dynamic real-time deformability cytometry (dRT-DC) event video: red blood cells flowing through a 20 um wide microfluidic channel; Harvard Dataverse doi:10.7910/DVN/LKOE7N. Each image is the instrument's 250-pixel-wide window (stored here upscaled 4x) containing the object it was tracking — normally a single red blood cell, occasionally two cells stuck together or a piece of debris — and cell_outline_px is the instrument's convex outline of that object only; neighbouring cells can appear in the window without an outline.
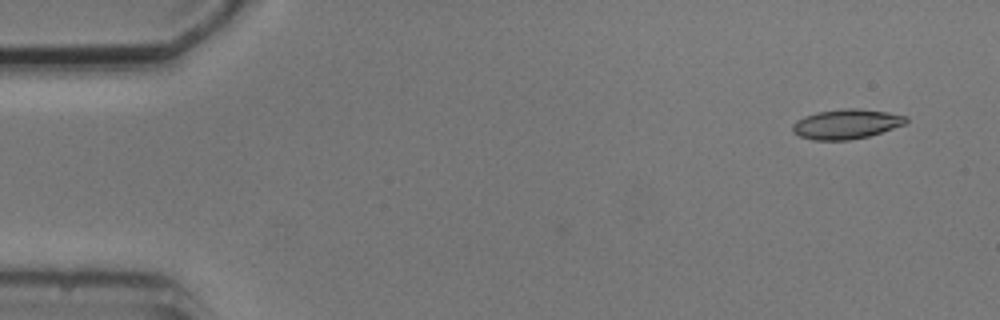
{"species": "common noctule bat (a hibernating species)", "species_latin": "Nyctalus noctula", "temperature_condition": "cold", "stored_images_in_passage": 8, "camera_frame_rate_fps": 3000, "um_per_image_px": 0.085, "animal": {"sex": "male", "body_mass_g": 20.5, "forearm_length_mm": 52.5}, "frame": {"image": 1, "passage_image": 1, "time_ms": 0.0, "image_size_px": [1000, 320], "cell_outline_px": [[908, 120], [904, 124], [868, 136], [848, 140], [812, 140], [800, 136], [792, 132], [792, 124], [796, 120], [804, 116], [816, 112], [844, 108], [856, 108], [888, 112], [908, 116]], "centroid_in_image_um": [71.9, 10.53], "position_along_channel_um": 13.1, "area_um2": 19.65}}
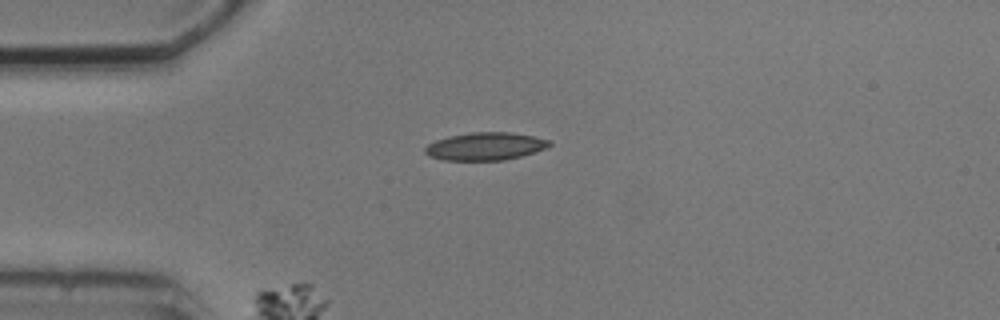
{"frame": {"image": 2, "passage_image": 4, "time_ms": 3.333, "image_size_px": [1000, 320], "cell_outline_px": [[552, 144], [544, 148], [520, 156], [504, 160], [444, 160], [428, 156], [424, 152], [424, 148], [428, 144], [436, 140], [448, 136], [472, 132], [512, 132], [552, 140]], "centroid_in_image_um": [41.22, 12.43], "position_along_channel_um": 43.8, "area_um2": 20.06}}
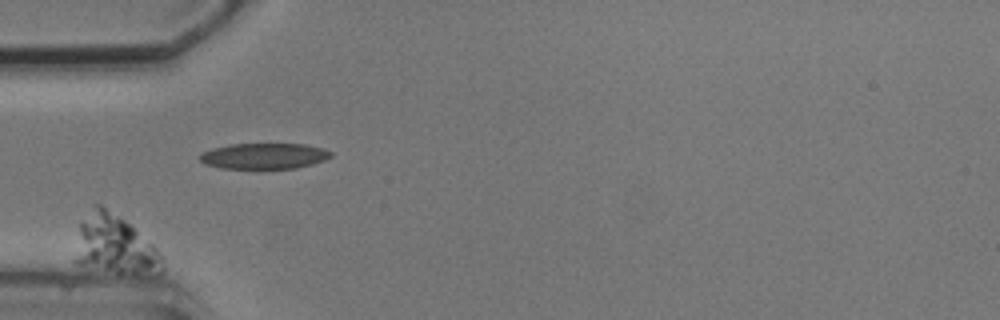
{"frame": {"image": 3, "passage_image": 5, "time_ms": 4.333, "image_size_px": [1000, 320], "cell_outline_px": [[164, 272], [116, 272], [76, 264], [72, 260], [80, 220], [96, 204], [100, 204], [124, 220], [152, 244], [156, 248], [164, 260]], "centroid_in_image_um": [9.68, 20.81], "position_along_channel_um": 75.3, "area_um2": 29.59}}